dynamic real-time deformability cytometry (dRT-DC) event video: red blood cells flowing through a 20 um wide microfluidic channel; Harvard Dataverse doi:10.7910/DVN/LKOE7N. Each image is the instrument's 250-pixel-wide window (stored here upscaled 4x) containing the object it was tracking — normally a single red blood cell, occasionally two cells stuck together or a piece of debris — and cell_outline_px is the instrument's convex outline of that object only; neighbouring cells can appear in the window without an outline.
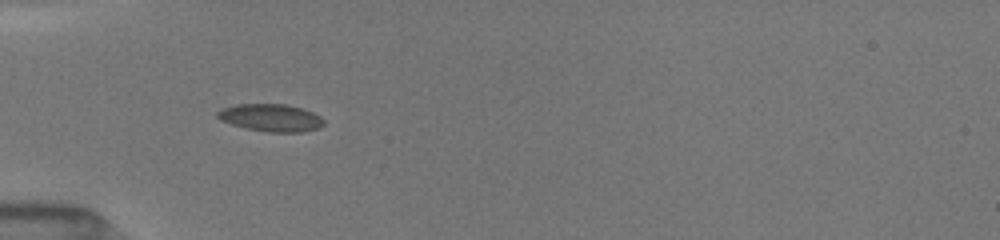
{"species": "common noctule bat (a hibernating species)", "species_latin": "Nyctalus noctula", "temperature_condition": "room temperature", "stored_images_in_passage": 46, "camera_frame_rate_fps": 3000, "um_per_image_px": 0.085, "animal": {"sex": "female", "body_mass_g": 19.5, "forearm_length_mm": 54.1}, "frame": {"image": 1, "passage_image": 5, "time_ms": 1.0, "image_size_px": [1000, 240], "cell_outline_px": [[324, 124], [316, 128], [300, 132], [268, 132], [248, 128], [232, 124], [220, 120], [216, 116], [216, 112], [220, 108], [236, 104], [284, 104], [300, 108], [312, 112], [320, 116], [324, 120]], "centroid_in_image_um": [22.98, 9.99], "position_along_channel_um": 62.0, "area_um2": 16.88}}
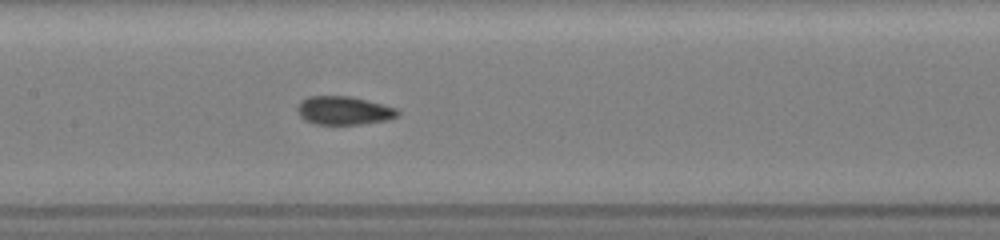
{"frame": {"image": 2, "passage_image": 16, "time_ms": 4.0, "image_size_px": [1000, 240], "cell_outline_px": [[400, 116], [388, 120], [360, 124], [312, 124], [304, 120], [300, 116], [296, 108], [300, 100], [308, 96], [352, 96], [368, 100], [396, 108], [400, 112]], "centroid_in_image_um": [29.22, 9.39], "position_along_channel_um": 178.2, "area_um2": 16.88}}
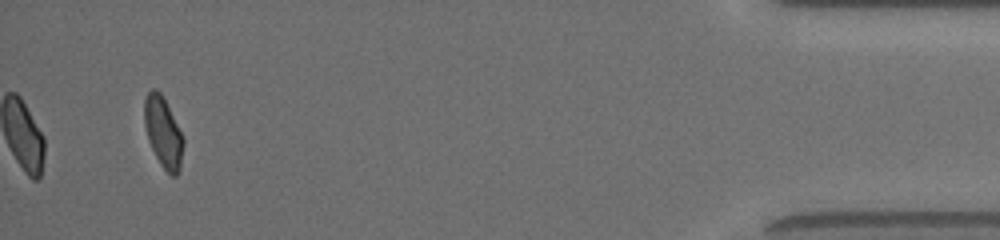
{"frame": {"image": 3, "passage_image": 46, "time_ms": 11.667, "image_size_px": [1000, 240], "cell_outline_px": [[184, 144], [180, 168], [176, 176], [172, 176], [160, 164], [148, 140], [144, 124], [144, 100], [148, 92], [152, 88], [156, 88], [164, 96], [184, 136]], "centroid_in_image_um": [13.88, 11.2], "position_along_channel_um": 421.3, "area_um2": 16.3}, "authors_computed_cell_mechanics": {"area_um2": 16.5886, "velocity_mm_per_s": 4.0585, "shape_relaxation_time_tau1_ms": 4.5323, "shape_relaxation_time_tau2_ms": 1.1749, "deformation_change_tau1": 0.1361, "deformation_change_tau2": 0.0599}}